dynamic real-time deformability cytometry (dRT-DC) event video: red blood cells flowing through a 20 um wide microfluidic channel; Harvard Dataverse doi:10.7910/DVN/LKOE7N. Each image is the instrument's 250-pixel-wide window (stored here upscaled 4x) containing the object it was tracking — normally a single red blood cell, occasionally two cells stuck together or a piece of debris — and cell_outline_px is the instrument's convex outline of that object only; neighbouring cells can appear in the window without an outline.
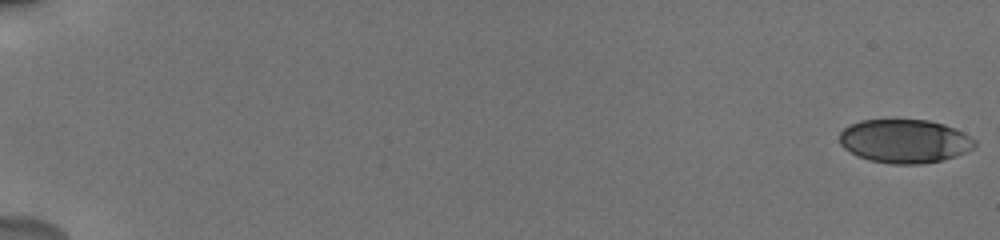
{"species": "human", "species_latin": "Homo sapiens", "temperature_condition": "cold", "stored_images_in_passage": 27, "camera_frame_rate_fps": 3000, "um_per_image_px": 0.085, "donor": {"sex": "male"}, "frame": {"image": 1, "passage_image": 1, "time_ms": 0.0, "image_size_px": [1000, 240], "cell_outline_px": [[976, 144], [972, 148], [956, 156], [940, 160], [920, 164], [892, 164], [868, 160], [844, 148], [840, 144], [840, 132], [848, 124], [860, 120], [928, 120], [944, 124], [976, 140]], "centroid_in_image_um": [76.85, 11.99], "position_along_channel_um": 8.1, "area_um2": 34.1}}